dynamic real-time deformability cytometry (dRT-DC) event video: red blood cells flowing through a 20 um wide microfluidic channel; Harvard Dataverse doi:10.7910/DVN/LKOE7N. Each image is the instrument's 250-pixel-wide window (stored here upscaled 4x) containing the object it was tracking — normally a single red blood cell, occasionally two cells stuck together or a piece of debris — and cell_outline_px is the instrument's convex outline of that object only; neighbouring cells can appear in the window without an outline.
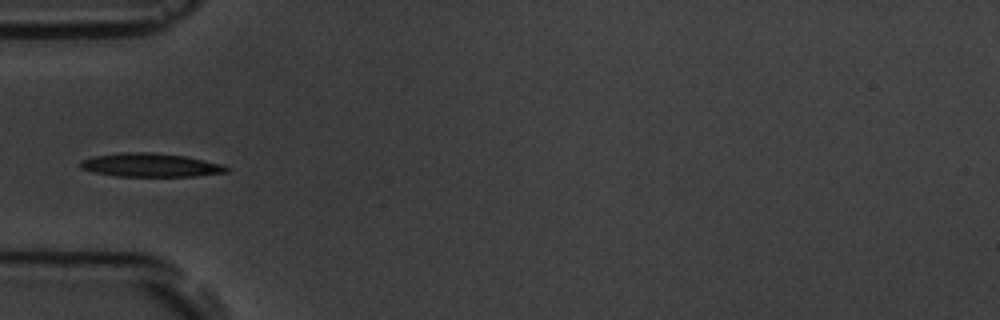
{"species": "common noctule bat (a hibernating species)", "species_latin": "Nyctalus noctula", "temperature_condition": "room temperature", "stored_images_in_passage": 9, "camera_frame_rate_fps": 3000, "um_per_image_px": 0.085, "animal": {"sex": "male", "body_mass_g": 19.5, "forearm_length_mm": 54.6}, "frame": {"image": 1, "passage_image": 6, "time_ms": 5.667, "image_size_px": [1000, 320], "cell_outline_px": [[232, 168], [228, 172], [196, 176], [116, 176], [92, 172], [80, 168], [80, 160], [92, 156], [120, 152], [152, 152], [184, 156], [224, 164]], "centroid_in_image_um": [12.8, 14.03], "position_along_channel_um": 72.2, "area_um2": 20.35}}
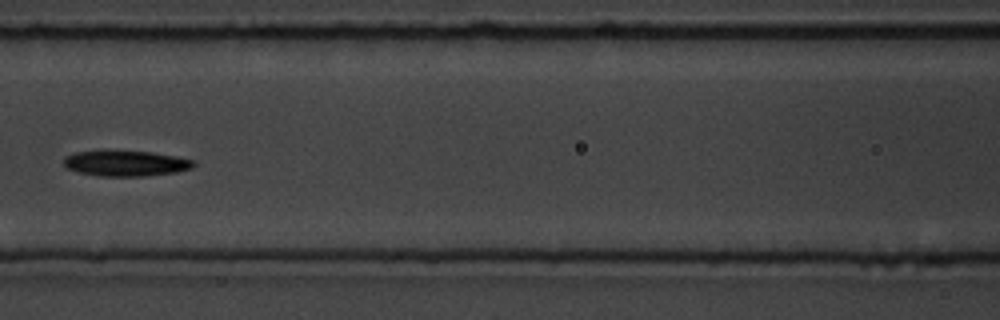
{"frame": {"image": 2, "passage_image": 8, "time_ms": 8.0, "image_size_px": [1000, 320], "cell_outline_px": [[196, 164], [192, 168], [176, 172], [144, 176], [100, 176], [80, 172], [64, 168], [64, 156], [76, 152], [100, 148], [104, 148], [152, 152], [176, 156], [196, 160]], "centroid_in_image_um": [10.65, 13.84], "position_along_channel_um": 155.9, "area_um2": 20.23}}
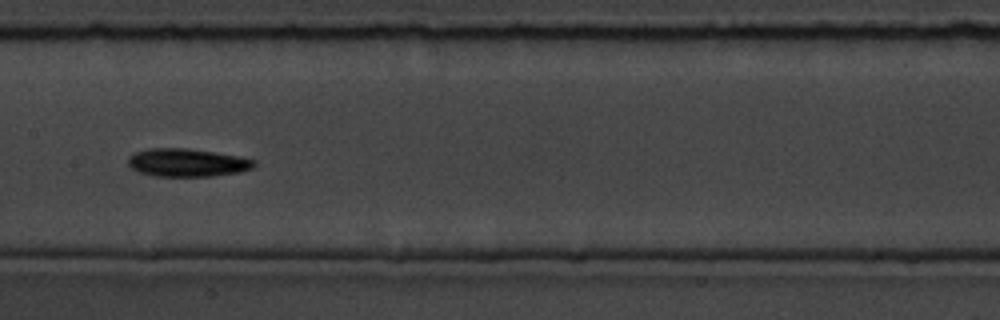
{"frame": {"image": 3, "passage_image": 9, "time_ms": 9.0, "image_size_px": [1000, 320], "cell_outline_px": [[256, 164], [252, 168], [240, 172], [212, 176], [156, 176], [140, 172], [132, 168], [128, 164], [128, 156], [136, 152], [148, 148], [188, 148], [216, 152], [240, 156], [256, 160]], "centroid_in_image_um": [15.93, 13.81], "position_along_channel_um": 191.5, "area_um2": 20.69}}